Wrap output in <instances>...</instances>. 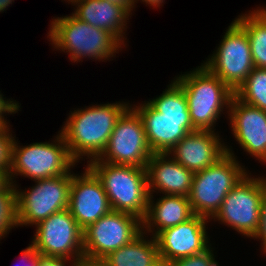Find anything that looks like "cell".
<instances>
[{
  "label": "cell",
  "mask_w": 266,
  "mask_h": 266,
  "mask_svg": "<svg viewBox=\"0 0 266 266\" xmlns=\"http://www.w3.org/2000/svg\"><path fill=\"white\" fill-rule=\"evenodd\" d=\"M167 87L160 96L138 106L133 104L153 153H169L189 132L195 131L181 85L174 79Z\"/></svg>",
  "instance_id": "6da1fadb"
},
{
  "label": "cell",
  "mask_w": 266,
  "mask_h": 266,
  "mask_svg": "<svg viewBox=\"0 0 266 266\" xmlns=\"http://www.w3.org/2000/svg\"><path fill=\"white\" fill-rule=\"evenodd\" d=\"M130 106L128 102L105 103L70 111L60 133L71 157L79 163L83 156L98 158L107 146L116 121Z\"/></svg>",
  "instance_id": "7a4b0ae2"
},
{
  "label": "cell",
  "mask_w": 266,
  "mask_h": 266,
  "mask_svg": "<svg viewBox=\"0 0 266 266\" xmlns=\"http://www.w3.org/2000/svg\"><path fill=\"white\" fill-rule=\"evenodd\" d=\"M188 102V110L195 130L214 131L224 107L229 114L234 91L204 64L190 72L176 76ZM222 112V113H221Z\"/></svg>",
  "instance_id": "3957f363"
},
{
  "label": "cell",
  "mask_w": 266,
  "mask_h": 266,
  "mask_svg": "<svg viewBox=\"0 0 266 266\" xmlns=\"http://www.w3.org/2000/svg\"><path fill=\"white\" fill-rule=\"evenodd\" d=\"M47 37L54 49L66 50L74 63L82 62L83 58L108 61L123 48L110 32L91 26L72 14L53 19Z\"/></svg>",
  "instance_id": "277c9868"
},
{
  "label": "cell",
  "mask_w": 266,
  "mask_h": 266,
  "mask_svg": "<svg viewBox=\"0 0 266 266\" xmlns=\"http://www.w3.org/2000/svg\"><path fill=\"white\" fill-rule=\"evenodd\" d=\"M87 167L101 181L113 211L144 219L149 199L146 168L105 163L97 158L88 160Z\"/></svg>",
  "instance_id": "5b68a950"
},
{
  "label": "cell",
  "mask_w": 266,
  "mask_h": 266,
  "mask_svg": "<svg viewBox=\"0 0 266 266\" xmlns=\"http://www.w3.org/2000/svg\"><path fill=\"white\" fill-rule=\"evenodd\" d=\"M213 165L194 173L188 199L195 215L211 219L220 209L226 195L248 173L236 160L232 147Z\"/></svg>",
  "instance_id": "8992f818"
},
{
  "label": "cell",
  "mask_w": 266,
  "mask_h": 266,
  "mask_svg": "<svg viewBox=\"0 0 266 266\" xmlns=\"http://www.w3.org/2000/svg\"><path fill=\"white\" fill-rule=\"evenodd\" d=\"M58 133L51 143L50 141L36 142L28 146H20L14 139L9 170V177L13 184L17 185L14 180L16 175H23L37 181L73 172L71 168H74L77 162L71 157L60 131Z\"/></svg>",
  "instance_id": "52a82bcc"
},
{
  "label": "cell",
  "mask_w": 266,
  "mask_h": 266,
  "mask_svg": "<svg viewBox=\"0 0 266 266\" xmlns=\"http://www.w3.org/2000/svg\"><path fill=\"white\" fill-rule=\"evenodd\" d=\"M247 173L226 195L220 209L211 218L227 225L242 236L254 239L257 233L266 178Z\"/></svg>",
  "instance_id": "ba28073f"
},
{
  "label": "cell",
  "mask_w": 266,
  "mask_h": 266,
  "mask_svg": "<svg viewBox=\"0 0 266 266\" xmlns=\"http://www.w3.org/2000/svg\"><path fill=\"white\" fill-rule=\"evenodd\" d=\"M72 173L34 181L29 190L17 189V226H35L50 215L68 209Z\"/></svg>",
  "instance_id": "9c48e42d"
},
{
  "label": "cell",
  "mask_w": 266,
  "mask_h": 266,
  "mask_svg": "<svg viewBox=\"0 0 266 266\" xmlns=\"http://www.w3.org/2000/svg\"><path fill=\"white\" fill-rule=\"evenodd\" d=\"M84 261L99 263L109 253L118 250L142 232L138 217L111 210L83 230Z\"/></svg>",
  "instance_id": "30bf717a"
},
{
  "label": "cell",
  "mask_w": 266,
  "mask_h": 266,
  "mask_svg": "<svg viewBox=\"0 0 266 266\" xmlns=\"http://www.w3.org/2000/svg\"><path fill=\"white\" fill-rule=\"evenodd\" d=\"M217 50L204 64L234 92L255 68L245 29L232 21L222 37Z\"/></svg>",
  "instance_id": "8fae6325"
},
{
  "label": "cell",
  "mask_w": 266,
  "mask_h": 266,
  "mask_svg": "<svg viewBox=\"0 0 266 266\" xmlns=\"http://www.w3.org/2000/svg\"><path fill=\"white\" fill-rule=\"evenodd\" d=\"M131 106L116 121L107 146L97 159L105 163L146 168L153 152L147 143L143 121Z\"/></svg>",
  "instance_id": "7c38bea8"
},
{
  "label": "cell",
  "mask_w": 266,
  "mask_h": 266,
  "mask_svg": "<svg viewBox=\"0 0 266 266\" xmlns=\"http://www.w3.org/2000/svg\"><path fill=\"white\" fill-rule=\"evenodd\" d=\"M31 245L42 257H57L84 261L83 229L68 209L40 221Z\"/></svg>",
  "instance_id": "4fadbf2b"
},
{
  "label": "cell",
  "mask_w": 266,
  "mask_h": 266,
  "mask_svg": "<svg viewBox=\"0 0 266 266\" xmlns=\"http://www.w3.org/2000/svg\"><path fill=\"white\" fill-rule=\"evenodd\" d=\"M208 220L204 216L194 215L186 222L159 232L154 238L162 265L208 249L211 246L206 231Z\"/></svg>",
  "instance_id": "5bb4252c"
},
{
  "label": "cell",
  "mask_w": 266,
  "mask_h": 266,
  "mask_svg": "<svg viewBox=\"0 0 266 266\" xmlns=\"http://www.w3.org/2000/svg\"><path fill=\"white\" fill-rule=\"evenodd\" d=\"M81 175L72 173L68 210L84 230L112 209L101 181L86 166Z\"/></svg>",
  "instance_id": "9a60e30c"
},
{
  "label": "cell",
  "mask_w": 266,
  "mask_h": 266,
  "mask_svg": "<svg viewBox=\"0 0 266 266\" xmlns=\"http://www.w3.org/2000/svg\"><path fill=\"white\" fill-rule=\"evenodd\" d=\"M228 116L238 144L256 160L266 164V111L248 105L234 95Z\"/></svg>",
  "instance_id": "2e32d148"
},
{
  "label": "cell",
  "mask_w": 266,
  "mask_h": 266,
  "mask_svg": "<svg viewBox=\"0 0 266 266\" xmlns=\"http://www.w3.org/2000/svg\"><path fill=\"white\" fill-rule=\"evenodd\" d=\"M215 131L189 132L168 153L175 161L193 173L213 165L226 154L225 142Z\"/></svg>",
  "instance_id": "e0dca14e"
},
{
  "label": "cell",
  "mask_w": 266,
  "mask_h": 266,
  "mask_svg": "<svg viewBox=\"0 0 266 266\" xmlns=\"http://www.w3.org/2000/svg\"><path fill=\"white\" fill-rule=\"evenodd\" d=\"M149 195L190 194L194 173L175 161L168 153H153L146 165ZM156 190V191H155Z\"/></svg>",
  "instance_id": "ac0fdd59"
},
{
  "label": "cell",
  "mask_w": 266,
  "mask_h": 266,
  "mask_svg": "<svg viewBox=\"0 0 266 266\" xmlns=\"http://www.w3.org/2000/svg\"><path fill=\"white\" fill-rule=\"evenodd\" d=\"M153 198V195H149L147 213L142 220V231L149 235L151 233L153 237L167 228L186 222L195 215L186 196L162 195L156 202Z\"/></svg>",
  "instance_id": "d6986e66"
},
{
  "label": "cell",
  "mask_w": 266,
  "mask_h": 266,
  "mask_svg": "<svg viewBox=\"0 0 266 266\" xmlns=\"http://www.w3.org/2000/svg\"><path fill=\"white\" fill-rule=\"evenodd\" d=\"M72 5H76L74 13L72 12L73 16L91 26L110 32L124 47L126 46V38L123 35L130 14L122 6L107 0H79Z\"/></svg>",
  "instance_id": "ffe728a7"
},
{
  "label": "cell",
  "mask_w": 266,
  "mask_h": 266,
  "mask_svg": "<svg viewBox=\"0 0 266 266\" xmlns=\"http://www.w3.org/2000/svg\"><path fill=\"white\" fill-rule=\"evenodd\" d=\"M146 235L142 231L131 242L105 256L99 264L101 266H163L155 238L152 236L149 240Z\"/></svg>",
  "instance_id": "44dd1931"
},
{
  "label": "cell",
  "mask_w": 266,
  "mask_h": 266,
  "mask_svg": "<svg viewBox=\"0 0 266 266\" xmlns=\"http://www.w3.org/2000/svg\"><path fill=\"white\" fill-rule=\"evenodd\" d=\"M235 20L246 31L254 67L266 69V7L238 15Z\"/></svg>",
  "instance_id": "7402d4cb"
},
{
  "label": "cell",
  "mask_w": 266,
  "mask_h": 266,
  "mask_svg": "<svg viewBox=\"0 0 266 266\" xmlns=\"http://www.w3.org/2000/svg\"><path fill=\"white\" fill-rule=\"evenodd\" d=\"M234 93L242 102L266 111V69L254 68Z\"/></svg>",
  "instance_id": "603a6c76"
},
{
  "label": "cell",
  "mask_w": 266,
  "mask_h": 266,
  "mask_svg": "<svg viewBox=\"0 0 266 266\" xmlns=\"http://www.w3.org/2000/svg\"><path fill=\"white\" fill-rule=\"evenodd\" d=\"M16 184L12 182L0 191V239L17 226Z\"/></svg>",
  "instance_id": "cb8c5ba5"
},
{
  "label": "cell",
  "mask_w": 266,
  "mask_h": 266,
  "mask_svg": "<svg viewBox=\"0 0 266 266\" xmlns=\"http://www.w3.org/2000/svg\"><path fill=\"white\" fill-rule=\"evenodd\" d=\"M10 124L0 125V168L9 172L11 168L12 146L14 139Z\"/></svg>",
  "instance_id": "d4e9b609"
},
{
  "label": "cell",
  "mask_w": 266,
  "mask_h": 266,
  "mask_svg": "<svg viewBox=\"0 0 266 266\" xmlns=\"http://www.w3.org/2000/svg\"><path fill=\"white\" fill-rule=\"evenodd\" d=\"M211 247L201 253L168 262L163 266H219Z\"/></svg>",
  "instance_id": "484cf974"
},
{
  "label": "cell",
  "mask_w": 266,
  "mask_h": 266,
  "mask_svg": "<svg viewBox=\"0 0 266 266\" xmlns=\"http://www.w3.org/2000/svg\"><path fill=\"white\" fill-rule=\"evenodd\" d=\"M3 96L4 95L0 91V125L9 124V122L6 120L7 117L5 118L4 114H16V112L19 111V108H21L19 103L16 102V100H8Z\"/></svg>",
  "instance_id": "4316f807"
},
{
  "label": "cell",
  "mask_w": 266,
  "mask_h": 266,
  "mask_svg": "<svg viewBox=\"0 0 266 266\" xmlns=\"http://www.w3.org/2000/svg\"><path fill=\"white\" fill-rule=\"evenodd\" d=\"M255 239H260L261 241V250L266 253V191L264 193L262 202H261V215L260 223L257 230V233L254 236Z\"/></svg>",
  "instance_id": "83f0119b"
},
{
  "label": "cell",
  "mask_w": 266,
  "mask_h": 266,
  "mask_svg": "<svg viewBox=\"0 0 266 266\" xmlns=\"http://www.w3.org/2000/svg\"><path fill=\"white\" fill-rule=\"evenodd\" d=\"M21 254L23 262H26L27 266H40L42 256L31 244H29L26 249L22 250Z\"/></svg>",
  "instance_id": "f1b7e54d"
},
{
  "label": "cell",
  "mask_w": 266,
  "mask_h": 266,
  "mask_svg": "<svg viewBox=\"0 0 266 266\" xmlns=\"http://www.w3.org/2000/svg\"><path fill=\"white\" fill-rule=\"evenodd\" d=\"M68 266H76L79 262L72 259L67 258H57V257H41V263L40 266H66V263ZM72 262V263H71Z\"/></svg>",
  "instance_id": "f546056e"
},
{
  "label": "cell",
  "mask_w": 266,
  "mask_h": 266,
  "mask_svg": "<svg viewBox=\"0 0 266 266\" xmlns=\"http://www.w3.org/2000/svg\"><path fill=\"white\" fill-rule=\"evenodd\" d=\"M111 3L122 6L130 15H132L133 9L135 8L134 0H107Z\"/></svg>",
  "instance_id": "4dcf8cb0"
},
{
  "label": "cell",
  "mask_w": 266,
  "mask_h": 266,
  "mask_svg": "<svg viewBox=\"0 0 266 266\" xmlns=\"http://www.w3.org/2000/svg\"><path fill=\"white\" fill-rule=\"evenodd\" d=\"M10 183L9 172L0 168V191L4 190Z\"/></svg>",
  "instance_id": "1f68e13d"
},
{
  "label": "cell",
  "mask_w": 266,
  "mask_h": 266,
  "mask_svg": "<svg viewBox=\"0 0 266 266\" xmlns=\"http://www.w3.org/2000/svg\"><path fill=\"white\" fill-rule=\"evenodd\" d=\"M139 0H134V4L138 3ZM141 2H145L147 5L154 7H160L162 6V3H164V0H141Z\"/></svg>",
  "instance_id": "d6a6232c"
},
{
  "label": "cell",
  "mask_w": 266,
  "mask_h": 266,
  "mask_svg": "<svg viewBox=\"0 0 266 266\" xmlns=\"http://www.w3.org/2000/svg\"><path fill=\"white\" fill-rule=\"evenodd\" d=\"M14 0H0V12L6 11V8L12 4Z\"/></svg>",
  "instance_id": "836d02e7"
},
{
  "label": "cell",
  "mask_w": 266,
  "mask_h": 266,
  "mask_svg": "<svg viewBox=\"0 0 266 266\" xmlns=\"http://www.w3.org/2000/svg\"><path fill=\"white\" fill-rule=\"evenodd\" d=\"M76 266H101L99 263H93V262H80Z\"/></svg>",
  "instance_id": "e575fe53"
},
{
  "label": "cell",
  "mask_w": 266,
  "mask_h": 266,
  "mask_svg": "<svg viewBox=\"0 0 266 266\" xmlns=\"http://www.w3.org/2000/svg\"><path fill=\"white\" fill-rule=\"evenodd\" d=\"M65 1V0H64ZM67 1V0H66ZM76 1H79V0H68L67 2L70 3L71 2V5L76 2Z\"/></svg>",
  "instance_id": "d590c367"
}]
</instances>
